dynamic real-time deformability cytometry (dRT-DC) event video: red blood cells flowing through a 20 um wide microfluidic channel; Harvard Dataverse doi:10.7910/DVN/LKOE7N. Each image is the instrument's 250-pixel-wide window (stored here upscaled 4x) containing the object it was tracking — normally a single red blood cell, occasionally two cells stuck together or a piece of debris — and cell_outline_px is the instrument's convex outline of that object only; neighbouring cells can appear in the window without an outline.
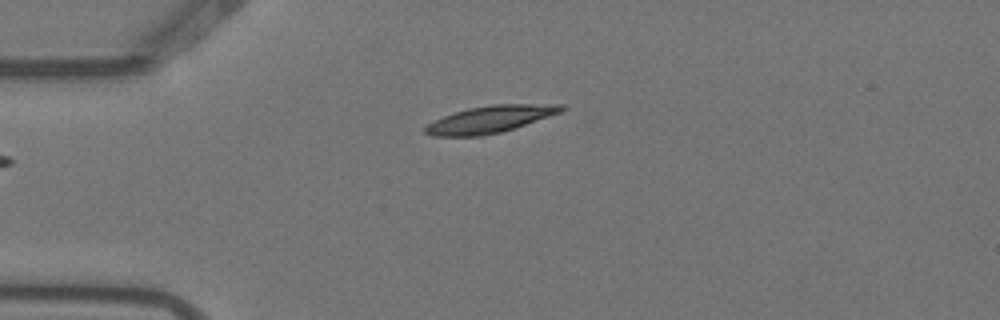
{"species": "Egyptian fruit bat (a non-hibernating species)", "species_latin": "Rousettus aegyptiacus", "temperature_condition": "warm", "stored_images_in_passage": 4, "camera_frame_rate_fps": 3000, "um_per_image_px": 0.085, "animal": {"sex": "female"}, "frame": {"image": 1, "passage_image": 4, "time_ms": 1.0, "image_size_px": [1000, 320], "cell_outline_px": [[568, 108], [560, 112], [500, 132], [484, 136], [432, 136], [424, 132], [424, 128], [428, 124], [444, 116], [468, 108], [492, 104], [564, 104]], "centroid_in_image_um": [41.65, 10.13], "position_along_channel_um": 43.3, "area_um2": 21.1}}